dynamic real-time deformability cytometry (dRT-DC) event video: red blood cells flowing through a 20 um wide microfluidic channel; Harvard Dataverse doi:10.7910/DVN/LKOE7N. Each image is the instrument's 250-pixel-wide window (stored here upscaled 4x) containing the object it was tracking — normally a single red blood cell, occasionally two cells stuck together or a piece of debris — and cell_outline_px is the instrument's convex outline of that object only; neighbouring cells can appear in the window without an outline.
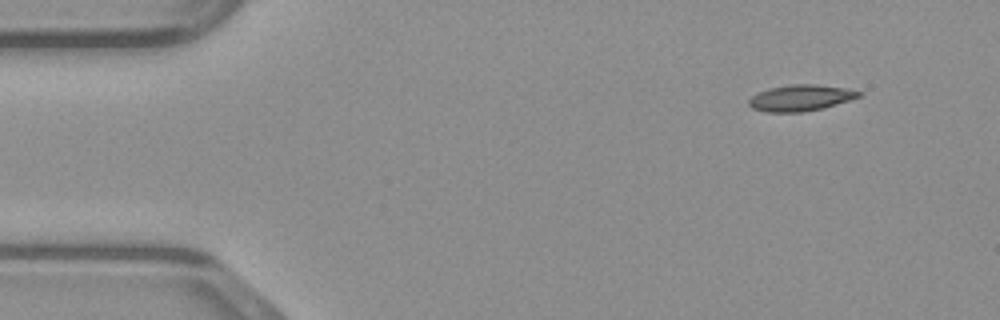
{"species": "common noctule bat (a hibernating species)", "species_latin": "Nyctalus noctula", "temperature_condition": "warm", "stored_images_in_passage": 8, "camera_frame_rate_fps": 3000, "um_per_image_px": 0.085, "animal": {"sex": "male", "body_mass_g": 23.1, "forearm_length_mm": 52.7}, "frame": {"image": 1, "passage_image": 1, "time_ms": 0.0, "image_size_px": [1000, 320], "cell_outline_px": [[864, 92], [860, 96], [824, 108], [804, 112], [764, 112], [752, 108], [748, 104], [748, 100], [756, 92], [768, 88], [788, 84], [816, 84], [844, 88]], "centroid_in_image_um": [68.0, 8.32], "position_along_channel_um": 17.0, "area_um2": 16.94}}